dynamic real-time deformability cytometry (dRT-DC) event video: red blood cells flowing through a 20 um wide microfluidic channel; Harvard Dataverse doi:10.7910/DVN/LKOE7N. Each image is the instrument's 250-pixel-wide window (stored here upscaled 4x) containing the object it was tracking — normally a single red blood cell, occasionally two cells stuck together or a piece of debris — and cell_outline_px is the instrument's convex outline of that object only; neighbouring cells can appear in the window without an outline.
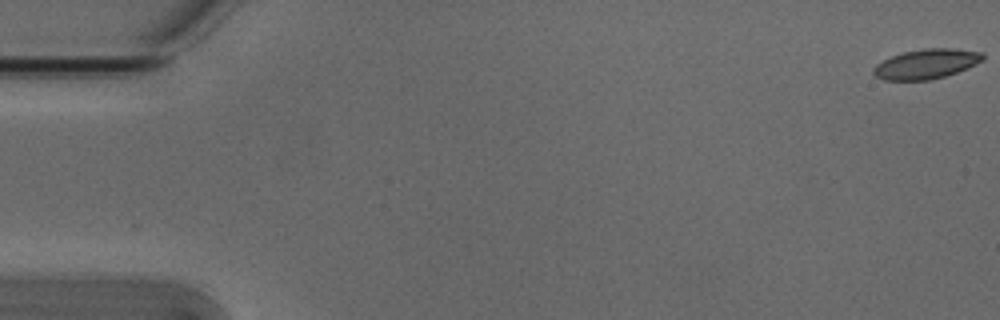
{"species": "Egyptian fruit bat (a non-hibernating species)", "species_latin": "Rousettus aegyptiacus", "temperature_condition": "cold", "stored_images_in_passage": 56, "segment_of_instrument_passage": [1, 2], "camera_frame_rate_fps": 3000, "um_per_image_px": 0.085, "animal": {"sex": "male"}, "frame": {"image": 1, "passage_image": 1, "time_ms": 0.0, "image_size_px": [1000, 320], "cell_outline_px": [[984, 60], [956, 72], [932, 80], [884, 80], [876, 76], [872, 72], [872, 68], [876, 64], [892, 56], [904, 52], [924, 48], [952, 48], [984, 52]], "centroid_in_image_um": [78.73, 5.43], "position_along_channel_um": 6.3, "area_um2": 18.9}}
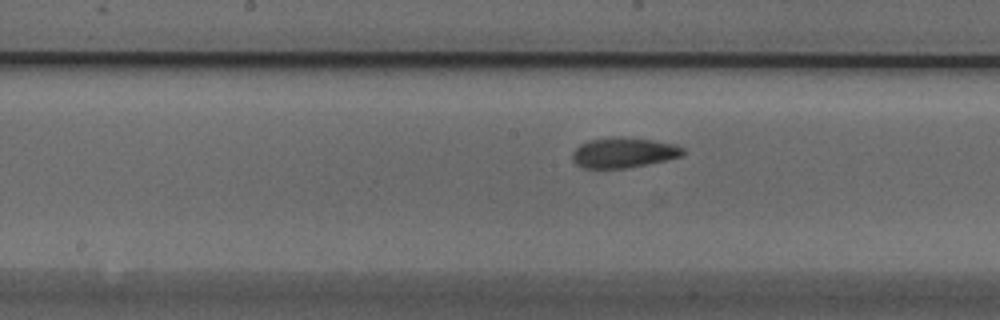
{"frame": {"image": 2, "passage_image": 28, "time_ms": 9.0, "image_size_px": [1000, 320], "cell_outline_px": [[684, 152], [680, 156], [648, 164], [624, 168], [584, 168], [576, 164], [572, 160], [572, 152], [580, 144], [588, 140], [616, 136], [652, 140], [676, 144], [684, 148]], "centroid_in_image_um": [52.97, 12.97], "position_along_channel_um": 195.2, "area_um2": 19.42}}
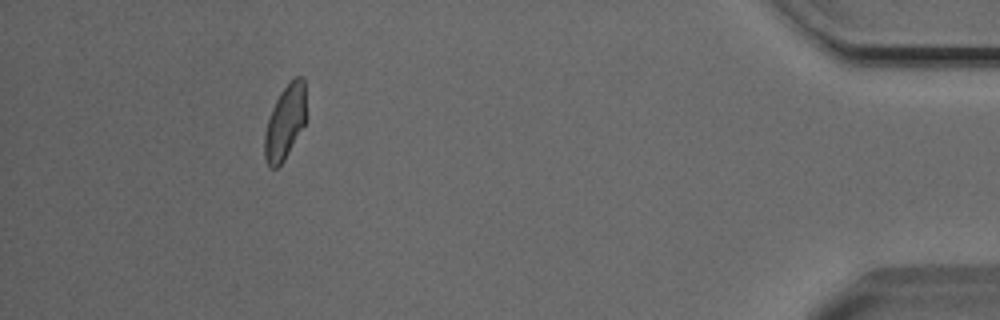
{"frame": {"image": 3, "passage_image": 50, "time_ms": 16.333, "image_size_px": [1000, 320], "cell_outline_px": [[304, 124], [284, 160], [276, 168], [268, 168], [264, 160], [264, 132], [272, 108], [280, 92], [296, 76], [300, 76], [304, 80]], "centroid_in_image_um": [24.18, 10.44], "position_along_channel_um": 411.0, "area_um2": 17.57}}